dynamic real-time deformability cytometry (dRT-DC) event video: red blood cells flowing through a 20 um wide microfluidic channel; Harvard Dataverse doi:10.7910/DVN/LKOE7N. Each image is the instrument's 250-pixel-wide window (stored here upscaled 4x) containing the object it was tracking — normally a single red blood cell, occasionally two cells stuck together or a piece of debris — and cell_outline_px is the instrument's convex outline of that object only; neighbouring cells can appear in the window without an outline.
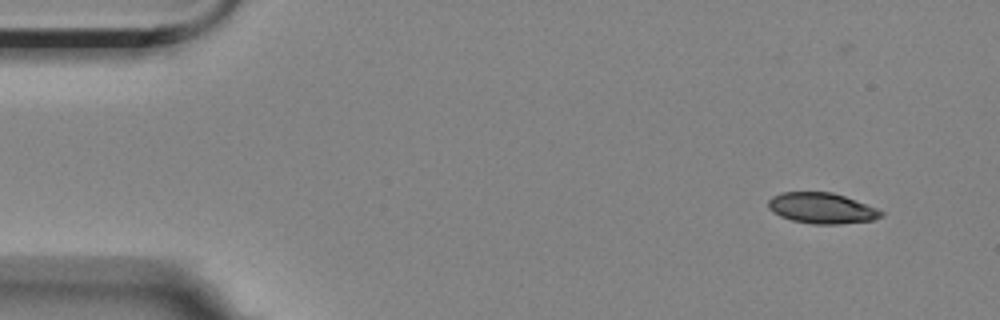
{"species": "Egyptian fruit bat (a non-hibernating species)", "species_latin": "Rousettus aegyptiacus", "temperature_condition": "room temperature", "stored_images_in_passage": 7, "camera_frame_rate_fps": 3000, "um_per_image_px": 0.085, "animal": {"sex": "female"}, "frame": {"image": 1, "passage_image": 1, "time_ms": 0.0, "image_size_px": [1000, 320], "cell_outline_px": [[884, 216], [872, 220], [840, 224], [812, 224], [792, 220], [780, 216], [772, 212], [768, 208], [768, 200], [772, 196], [780, 192], [832, 192], [844, 196], [876, 208], [884, 212]], "centroid_in_image_um": [69.82, 17.69], "position_along_channel_um": 15.2, "area_um2": 20.23}}
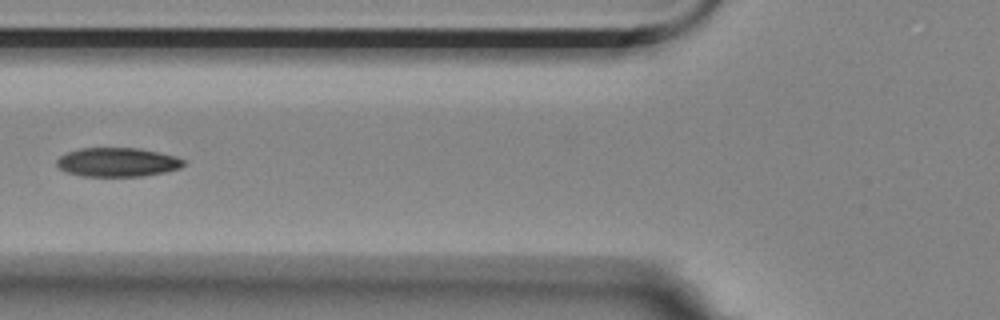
{"frame": {"image": 2, "passage_image": 6, "time_ms": 5.667, "image_size_px": [1000, 320], "cell_outline_px": [[184, 164], [180, 168], [164, 172], [144, 176], [80, 176], [68, 172], [60, 168], [56, 164], [56, 160], [60, 156], [68, 152], [80, 148], [140, 148], [160, 152], [176, 156], [184, 160]], "centroid_in_image_um": [9.99, 13.78], "position_along_channel_um": 115.8, "area_um2": 21.44}}
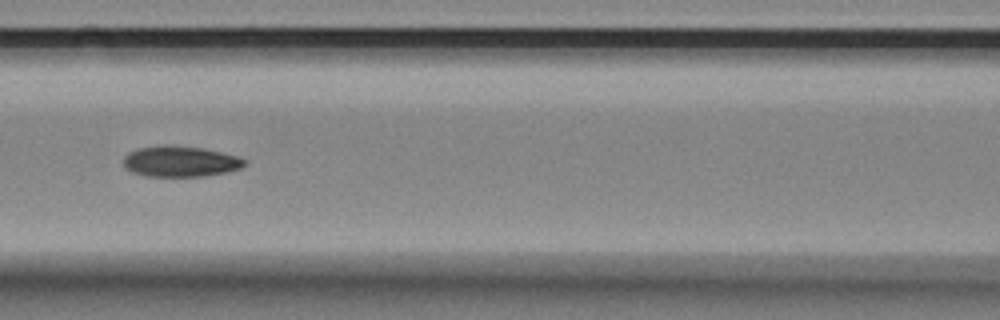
{"frame": {"image": 3, "passage_image": 7, "time_ms": 6.667, "image_size_px": [1000, 320], "cell_outline_px": [[248, 164], [240, 168], [224, 172], [204, 176], [144, 176], [132, 172], [124, 168], [124, 156], [128, 152], [136, 148], [164, 144], [168, 144], [204, 148], [240, 156], [248, 160]], "centroid_in_image_um": [15.33, 13.7], "position_along_channel_um": 151.3, "area_um2": 22.14}}